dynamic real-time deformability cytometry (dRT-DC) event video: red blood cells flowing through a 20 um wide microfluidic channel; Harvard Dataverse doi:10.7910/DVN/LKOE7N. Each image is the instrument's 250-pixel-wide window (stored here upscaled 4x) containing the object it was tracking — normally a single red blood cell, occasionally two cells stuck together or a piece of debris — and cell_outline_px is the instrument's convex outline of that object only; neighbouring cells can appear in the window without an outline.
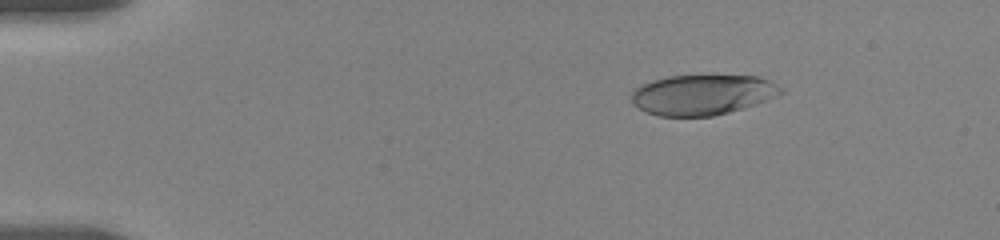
{"species": "human", "species_latin": "Homo sapiens", "temperature_condition": "room temperature", "stored_images_in_passage": 36, "camera_frame_rate_fps": 3000, "um_per_image_px": 0.085, "donor": {"sex": "female"}, "frame": {"image": 1, "passage_image": 8, "time_ms": 2.667, "image_size_px": [1000, 240], "cell_outline_px": [[784, 92], [776, 96], [756, 104], [744, 108], [712, 116], [660, 116], [644, 112], [632, 104], [632, 92], [640, 84], [652, 80], [668, 76], [756, 76], [768, 80], [784, 88]], "centroid_in_image_um": [59.68, 8.06], "position_along_channel_um": 25.3, "area_um2": 35.08}}
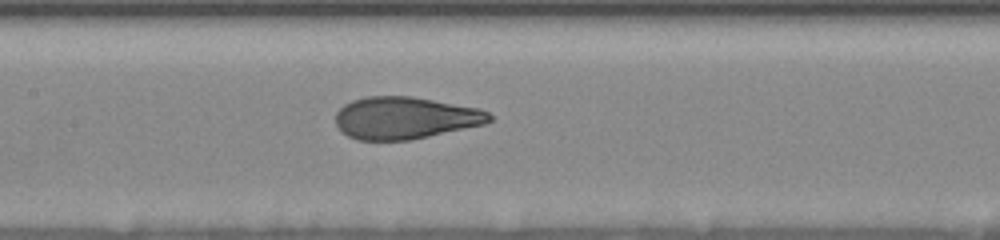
{"frame": {"image": 2, "passage_image": 24, "time_ms": 9.0, "image_size_px": [1000, 240], "cell_outline_px": [[492, 120], [484, 124], [412, 140], [356, 140], [340, 132], [336, 124], [336, 112], [344, 104], [352, 100], [364, 96], [412, 96], [480, 108], [488, 112], [492, 116]], "centroid_in_image_um": [34.41, 10.02], "position_along_channel_um": 173.0, "area_um2": 38.09}}
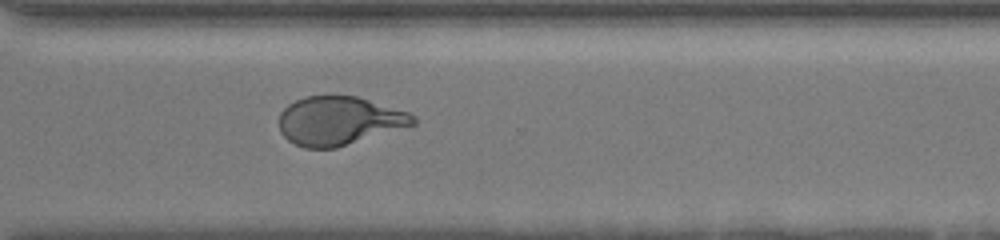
{"frame": {"image": 3, "passage_image": 36, "time_ms": 13.667, "image_size_px": [1000, 240], "cell_outline_px": [[416, 124], [336, 148], [304, 148], [288, 140], [280, 132], [280, 112], [288, 104], [304, 96], [356, 96], [408, 112], [416, 116]], "centroid_in_image_um": [28.81, 10.27], "position_along_channel_um": 341.8, "area_um2": 37.8}}